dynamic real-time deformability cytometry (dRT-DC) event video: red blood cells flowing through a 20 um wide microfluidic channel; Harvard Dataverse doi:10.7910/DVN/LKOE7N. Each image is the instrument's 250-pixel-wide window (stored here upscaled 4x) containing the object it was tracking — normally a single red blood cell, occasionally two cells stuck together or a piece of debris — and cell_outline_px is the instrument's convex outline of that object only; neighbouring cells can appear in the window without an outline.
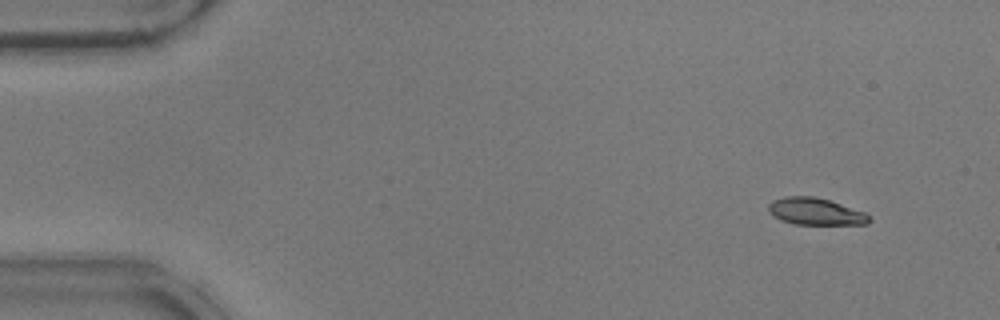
{"species": "common noctule bat (a hibernating species)", "species_latin": "Nyctalus noctula", "temperature_condition": "warm", "stored_images_in_passage": 11, "camera_frame_rate_fps": 3000, "um_per_image_px": 0.085, "animal": {"sex": "male", "body_mass_g": 17.9}, "frame": {"image": 1, "passage_image": 4, "time_ms": 1.0, "image_size_px": [1000, 320], "cell_outline_px": [[872, 220], [868, 224], [792, 224], [780, 220], [772, 216], [768, 212], [768, 204], [772, 200], [784, 196], [812, 196], [828, 200], [864, 212]], "centroid_in_image_um": [69.25, 17.98], "position_along_channel_um": 15.8, "area_um2": 15.84}}